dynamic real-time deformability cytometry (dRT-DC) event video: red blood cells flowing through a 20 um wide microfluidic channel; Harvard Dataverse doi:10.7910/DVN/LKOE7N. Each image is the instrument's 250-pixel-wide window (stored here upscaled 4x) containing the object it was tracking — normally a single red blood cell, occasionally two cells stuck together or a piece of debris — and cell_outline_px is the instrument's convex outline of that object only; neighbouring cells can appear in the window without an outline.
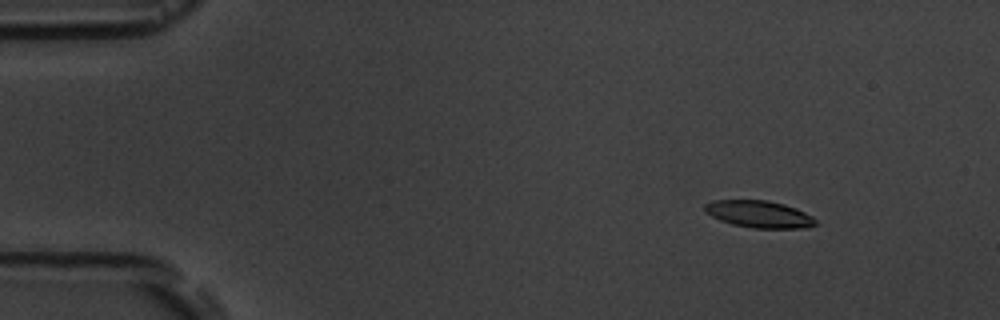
{"species": "common noctule bat (a hibernating species)", "species_latin": "Nyctalus noctula", "temperature_condition": "room temperature", "stored_images_in_passage": 4, "camera_frame_rate_fps": 3000, "um_per_image_px": 0.085, "animal": {"sex": "male", "body_mass_g": 19.5, "forearm_length_mm": 54.6}, "frame": {"image": 1, "passage_image": 2, "time_ms": 1.333, "image_size_px": [1000, 320], "cell_outline_px": [[816, 224], [804, 228], [752, 228], [732, 224], [720, 220], [704, 212], [704, 204], [712, 200], [768, 200], [784, 204], [796, 208], [812, 216], [816, 220]], "centroid_in_image_um": [64.5, 18.2], "position_along_channel_um": 20.5, "area_um2": 17.51}}